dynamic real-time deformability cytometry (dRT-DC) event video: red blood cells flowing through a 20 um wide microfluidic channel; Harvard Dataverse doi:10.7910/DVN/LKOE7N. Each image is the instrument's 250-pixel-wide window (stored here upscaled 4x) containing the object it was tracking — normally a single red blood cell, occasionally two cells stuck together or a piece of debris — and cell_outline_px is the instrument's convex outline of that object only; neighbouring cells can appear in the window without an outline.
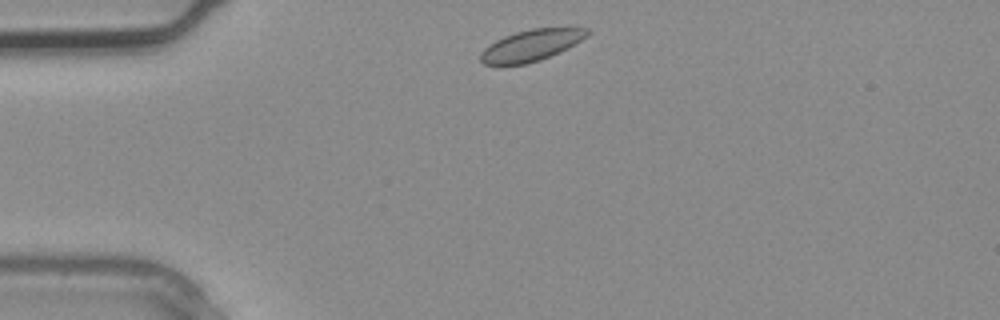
{"species": "common noctule bat (a hibernating species)", "species_latin": "Nyctalus noctula", "temperature_condition": "warm", "stored_images_in_passage": 1, "camera_frame_rate_fps": 3000, "um_per_image_px": 0.085, "animal": {"sex": "male", "body_mass_g": 20.4}, "frame": {"image": 1, "passage_image": 1, "time_ms": 0.0, "image_size_px": [1000, 320], "cell_outline_px": [[588, 36], [568, 48], [560, 52], [540, 60], [524, 64], [484, 64], [480, 60], [480, 52], [488, 44], [504, 36], [516, 32], [532, 28], [588, 28]], "centroid_in_image_um": [45.14, 3.85], "position_along_channel_um": 39.9, "area_um2": 19.36}}